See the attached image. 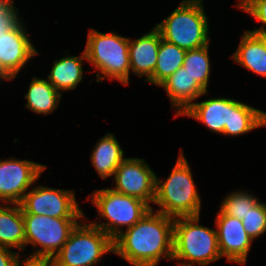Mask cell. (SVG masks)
I'll return each instance as SVG.
<instances>
[{
	"label": "cell",
	"instance_id": "31",
	"mask_svg": "<svg viewBox=\"0 0 266 266\" xmlns=\"http://www.w3.org/2000/svg\"><path fill=\"white\" fill-rule=\"evenodd\" d=\"M182 2H200V3H202V0H182Z\"/></svg>",
	"mask_w": 266,
	"mask_h": 266
},
{
	"label": "cell",
	"instance_id": "4",
	"mask_svg": "<svg viewBox=\"0 0 266 266\" xmlns=\"http://www.w3.org/2000/svg\"><path fill=\"white\" fill-rule=\"evenodd\" d=\"M199 216L177 217L174 220L173 257L178 266H207L220 259L216 230L199 225Z\"/></svg>",
	"mask_w": 266,
	"mask_h": 266
},
{
	"label": "cell",
	"instance_id": "25",
	"mask_svg": "<svg viewBox=\"0 0 266 266\" xmlns=\"http://www.w3.org/2000/svg\"><path fill=\"white\" fill-rule=\"evenodd\" d=\"M241 221L252 239L264 234L266 232V203L258 202Z\"/></svg>",
	"mask_w": 266,
	"mask_h": 266
},
{
	"label": "cell",
	"instance_id": "15",
	"mask_svg": "<svg viewBox=\"0 0 266 266\" xmlns=\"http://www.w3.org/2000/svg\"><path fill=\"white\" fill-rule=\"evenodd\" d=\"M159 86L168 94L172 108L177 109L176 117L184 113L192 105V101L207 93L183 66Z\"/></svg>",
	"mask_w": 266,
	"mask_h": 266
},
{
	"label": "cell",
	"instance_id": "24",
	"mask_svg": "<svg viewBox=\"0 0 266 266\" xmlns=\"http://www.w3.org/2000/svg\"><path fill=\"white\" fill-rule=\"evenodd\" d=\"M258 202L253 194L245 191L233 192L221 202L219 212L241 220Z\"/></svg>",
	"mask_w": 266,
	"mask_h": 266
},
{
	"label": "cell",
	"instance_id": "32",
	"mask_svg": "<svg viewBox=\"0 0 266 266\" xmlns=\"http://www.w3.org/2000/svg\"><path fill=\"white\" fill-rule=\"evenodd\" d=\"M264 127H266V112H264Z\"/></svg>",
	"mask_w": 266,
	"mask_h": 266
},
{
	"label": "cell",
	"instance_id": "7",
	"mask_svg": "<svg viewBox=\"0 0 266 266\" xmlns=\"http://www.w3.org/2000/svg\"><path fill=\"white\" fill-rule=\"evenodd\" d=\"M91 201L100 217L108 219L105 223L92 224L112 239L123 231L120 227H132L152 208L139 198L115 192L111 188L97 189L92 193Z\"/></svg>",
	"mask_w": 266,
	"mask_h": 266
},
{
	"label": "cell",
	"instance_id": "9",
	"mask_svg": "<svg viewBox=\"0 0 266 266\" xmlns=\"http://www.w3.org/2000/svg\"><path fill=\"white\" fill-rule=\"evenodd\" d=\"M18 15L17 9L0 11V70L9 80L15 79L29 59L39 54Z\"/></svg>",
	"mask_w": 266,
	"mask_h": 266
},
{
	"label": "cell",
	"instance_id": "21",
	"mask_svg": "<svg viewBox=\"0 0 266 266\" xmlns=\"http://www.w3.org/2000/svg\"><path fill=\"white\" fill-rule=\"evenodd\" d=\"M26 107L38 114L52 113L59 105L62 92L57 91L47 79L33 77L24 95Z\"/></svg>",
	"mask_w": 266,
	"mask_h": 266
},
{
	"label": "cell",
	"instance_id": "30",
	"mask_svg": "<svg viewBox=\"0 0 266 266\" xmlns=\"http://www.w3.org/2000/svg\"><path fill=\"white\" fill-rule=\"evenodd\" d=\"M9 80L8 77L0 70V80Z\"/></svg>",
	"mask_w": 266,
	"mask_h": 266
},
{
	"label": "cell",
	"instance_id": "18",
	"mask_svg": "<svg viewBox=\"0 0 266 266\" xmlns=\"http://www.w3.org/2000/svg\"><path fill=\"white\" fill-rule=\"evenodd\" d=\"M0 204V246L25 250L24 217L20 204Z\"/></svg>",
	"mask_w": 266,
	"mask_h": 266
},
{
	"label": "cell",
	"instance_id": "3",
	"mask_svg": "<svg viewBox=\"0 0 266 266\" xmlns=\"http://www.w3.org/2000/svg\"><path fill=\"white\" fill-rule=\"evenodd\" d=\"M190 166L180 152L169 177L163 181L156 176L154 202L157 212L173 218L200 216L201 200L194 184Z\"/></svg>",
	"mask_w": 266,
	"mask_h": 266
},
{
	"label": "cell",
	"instance_id": "14",
	"mask_svg": "<svg viewBox=\"0 0 266 266\" xmlns=\"http://www.w3.org/2000/svg\"><path fill=\"white\" fill-rule=\"evenodd\" d=\"M215 223L221 256L244 266L253 239L245 231L242 221L218 212Z\"/></svg>",
	"mask_w": 266,
	"mask_h": 266
},
{
	"label": "cell",
	"instance_id": "27",
	"mask_svg": "<svg viewBox=\"0 0 266 266\" xmlns=\"http://www.w3.org/2000/svg\"><path fill=\"white\" fill-rule=\"evenodd\" d=\"M19 252H13L10 248L0 246V266H16Z\"/></svg>",
	"mask_w": 266,
	"mask_h": 266
},
{
	"label": "cell",
	"instance_id": "22",
	"mask_svg": "<svg viewBox=\"0 0 266 266\" xmlns=\"http://www.w3.org/2000/svg\"><path fill=\"white\" fill-rule=\"evenodd\" d=\"M185 54L186 50L161 39L154 73L146 82L159 86L165 79L183 66Z\"/></svg>",
	"mask_w": 266,
	"mask_h": 266
},
{
	"label": "cell",
	"instance_id": "8",
	"mask_svg": "<svg viewBox=\"0 0 266 266\" xmlns=\"http://www.w3.org/2000/svg\"><path fill=\"white\" fill-rule=\"evenodd\" d=\"M113 253V239L92 223L80 222L53 257L55 266H95L106 253Z\"/></svg>",
	"mask_w": 266,
	"mask_h": 266
},
{
	"label": "cell",
	"instance_id": "13",
	"mask_svg": "<svg viewBox=\"0 0 266 266\" xmlns=\"http://www.w3.org/2000/svg\"><path fill=\"white\" fill-rule=\"evenodd\" d=\"M115 192L133 196L149 206L155 199L156 174L144 159L125 158L114 173Z\"/></svg>",
	"mask_w": 266,
	"mask_h": 266
},
{
	"label": "cell",
	"instance_id": "19",
	"mask_svg": "<svg viewBox=\"0 0 266 266\" xmlns=\"http://www.w3.org/2000/svg\"><path fill=\"white\" fill-rule=\"evenodd\" d=\"M92 152L91 164L102 179L114 175L118 166L125 159L119 142L114 134L109 132L100 138Z\"/></svg>",
	"mask_w": 266,
	"mask_h": 266
},
{
	"label": "cell",
	"instance_id": "6",
	"mask_svg": "<svg viewBox=\"0 0 266 266\" xmlns=\"http://www.w3.org/2000/svg\"><path fill=\"white\" fill-rule=\"evenodd\" d=\"M155 28L162 39L184 50H192L209 44V23L203 3L182 2Z\"/></svg>",
	"mask_w": 266,
	"mask_h": 266
},
{
	"label": "cell",
	"instance_id": "10",
	"mask_svg": "<svg viewBox=\"0 0 266 266\" xmlns=\"http://www.w3.org/2000/svg\"><path fill=\"white\" fill-rule=\"evenodd\" d=\"M25 246L42 247L30 256L53 258L67 242L81 218H56L46 215L23 213Z\"/></svg>",
	"mask_w": 266,
	"mask_h": 266
},
{
	"label": "cell",
	"instance_id": "28",
	"mask_svg": "<svg viewBox=\"0 0 266 266\" xmlns=\"http://www.w3.org/2000/svg\"><path fill=\"white\" fill-rule=\"evenodd\" d=\"M16 266H55V263L54 259L51 257L30 256L21 262L20 259L18 258Z\"/></svg>",
	"mask_w": 266,
	"mask_h": 266
},
{
	"label": "cell",
	"instance_id": "20",
	"mask_svg": "<svg viewBox=\"0 0 266 266\" xmlns=\"http://www.w3.org/2000/svg\"><path fill=\"white\" fill-rule=\"evenodd\" d=\"M84 59H87L85 50L81 56H66L54 61L47 80L59 92L75 89L78 83L82 81V62Z\"/></svg>",
	"mask_w": 266,
	"mask_h": 266
},
{
	"label": "cell",
	"instance_id": "2",
	"mask_svg": "<svg viewBox=\"0 0 266 266\" xmlns=\"http://www.w3.org/2000/svg\"><path fill=\"white\" fill-rule=\"evenodd\" d=\"M202 122L209 130L229 136L264 127V112L230 98H212L192 105L181 114Z\"/></svg>",
	"mask_w": 266,
	"mask_h": 266
},
{
	"label": "cell",
	"instance_id": "26",
	"mask_svg": "<svg viewBox=\"0 0 266 266\" xmlns=\"http://www.w3.org/2000/svg\"><path fill=\"white\" fill-rule=\"evenodd\" d=\"M237 7L263 24L262 27L251 32L266 36V29L264 28L266 26V0H240Z\"/></svg>",
	"mask_w": 266,
	"mask_h": 266
},
{
	"label": "cell",
	"instance_id": "1",
	"mask_svg": "<svg viewBox=\"0 0 266 266\" xmlns=\"http://www.w3.org/2000/svg\"><path fill=\"white\" fill-rule=\"evenodd\" d=\"M174 220L151 208L113 239V253L133 266H156L161 258L172 260Z\"/></svg>",
	"mask_w": 266,
	"mask_h": 266
},
{
	"label": "cell",
	"instance_id": "29",
	"mask_svg": "<svg viewBox=\"0 0 266 266\" xmlns=\"http://www.w3.org/2000/svg\"><path fill=\"white\" fill-rule=\"evenodd\" d=\"M17 9L12 0H0V11Z\"/></svg>",
	"mask_w": 266,
	"mask_h": 266
},
{
	"label": "cell",
	"instance_id": "17",
	"mask_svg": "<svg viewBox=\"0 0 266 266\" xmlns=\"http://www.w3.org/2000/svg\"><path fill=\"white\" fill-rule=\"evenodd\" d=\"M231 58L246 69L266 78V36L250 30L245 31Z\"/></svg>",
	"mask_w": 266,
	"mask_h": 266
},
{
	"label": "cell",
	"instance_id": "23",
	"mask_svg": "<svg viewBox=\"0 0 266 266\" xmlns=\"http://www.w3.org/2000/svg\"><path fill=\"white\" fill-rule=\"evenodd\" d=\"M209 44L187 50L183 67L207 91L210 77Z\"/></svg>",
	"mask_w": 266,
	"mask_h": 266
},
{
	"label": "cell",
	"instance_id": "11",
	"mask_svg": "<svg viewBox=\"0 0 266 266\" xmlns=\"http://www.w3.org/2000/svg\"><path fill=\"white\" fill-rule=\"evenodd\" d=\"M19 204L22 213L56 218H85L76 202L74 190L54 189L39 185L26 192Z\"/></svg>",
	"mask_w": 266,
	"mask_h": 266
},
{
	"label": "cell",
	"instance_id": "12",
	"mask_svg": "<svg viewBox=\"0 0 266 266\" xmlns=\"http://www.w3.org/2000/svg\"><path fill=\"white\" fill-rule=\"evenodd\" d=\"M46 165L19 160L10 156L0 159V200L6 203L19 204L28 188L38 180Z\"/></svg>",
	"mask_w": 266,
	"mask_h": 266
},
{
	"label": "cell",
	"instance_id": "16",
	"mask_svg": "<svg viewBox=\"0 0 266 266\" xmlns=\"http://www.w3.org/2000/svg\"><path fill=\"white\" fill-rule=\"evenodd\" d=\"M161 39V34L155 27L138 39H129L131 72L139 77L146 76L144 81L154 73Z\"/></svg>",
	"mask_w": 266,
	"mask_h": 266
},
{
	"label": "cell",
	"instance_id": "5",
	"mask_svg": "<svg viewBox=\"0 0 266 266\" xmlns=\"http://www.w3.org/2000/svg\"><path fill=\"white\" fill-rule=\"evenodd\" d=\"M85 53L88 63L96 68L97 82L108 78L119 80L123 85L129 84L130 58L129 38L116 33H101L90 29ZM103 75V76H100Z\"/></svg>",
	"mask_w": 266,
	"mask_h": 266
}]
</instances>
